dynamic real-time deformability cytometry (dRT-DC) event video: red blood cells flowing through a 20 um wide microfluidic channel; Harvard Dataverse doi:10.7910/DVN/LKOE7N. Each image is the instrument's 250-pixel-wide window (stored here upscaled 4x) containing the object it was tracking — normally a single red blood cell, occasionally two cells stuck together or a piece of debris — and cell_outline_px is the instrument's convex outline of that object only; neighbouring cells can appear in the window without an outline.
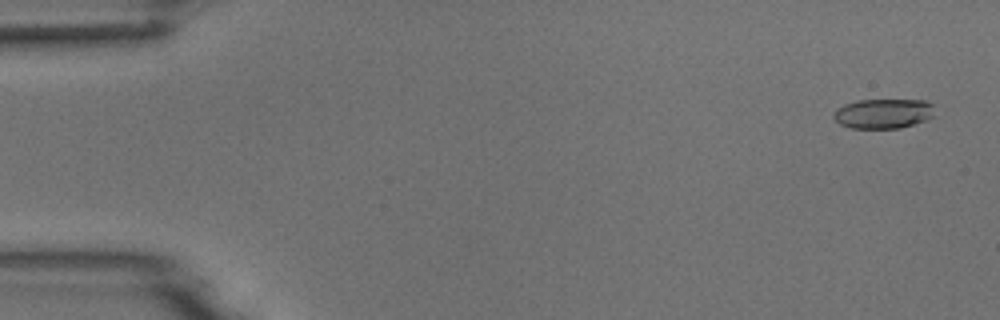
{"species": "common noctule bat (a hibernating species)", "species_latin": "Nyctalus noctula", "temperature_condition": "room temperature", "stored_images_in_passage": 4, "camera_frame_rate_fps": 3000, "um_per_image_px": 0.085, "animal": {"sex": "male", "body_mass_g": 18.8}, "frame": {"image": 1, "passage_image": 1, "time_ms": 0.0, "image_size_px": [1000, 320], "cell_outline_px": [[936, 116], [928, 120], [900, 128], [852, 128], [840, 124], [832, 116], [832, 112], [836, 108], [844, 104], [856, 100], [924, 100], [936, 104]], "centroid_in_image_um": [75.15, 9.64], "position_along_channel_um": 9.9, "area_um2": 18.03}}
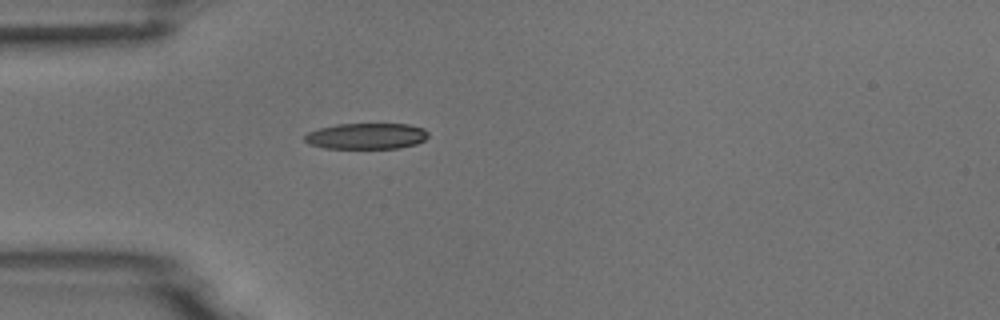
{"frame": {"image": 2, "passage_image": 4, "time_ms": 4.333, "image_size_px": [1000, 320], "cell_outline_px": [[428, 136], [424, 140], [416, 144], [400, 148], [324, 148], [308, 144], [304, 140], [304, 136], [308, 132], [320, 128], [336, 124], [408, 124], [424, 128], [428, 132]], "centroid_in_image_um": [31.14, 11.57], "position_along_channel_um": 53.9, "area_um2": 18.79}}